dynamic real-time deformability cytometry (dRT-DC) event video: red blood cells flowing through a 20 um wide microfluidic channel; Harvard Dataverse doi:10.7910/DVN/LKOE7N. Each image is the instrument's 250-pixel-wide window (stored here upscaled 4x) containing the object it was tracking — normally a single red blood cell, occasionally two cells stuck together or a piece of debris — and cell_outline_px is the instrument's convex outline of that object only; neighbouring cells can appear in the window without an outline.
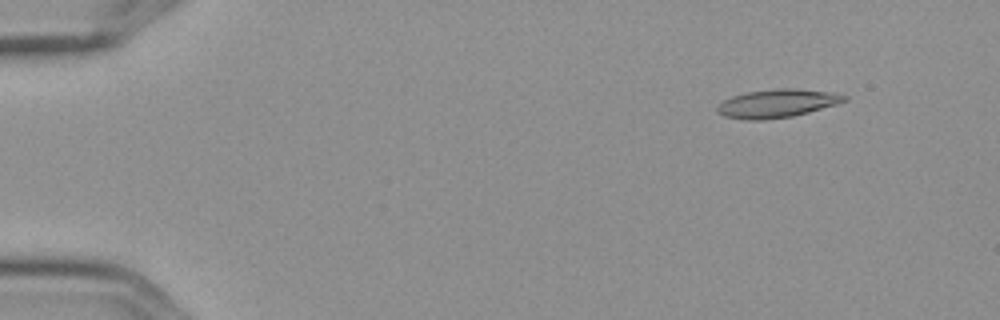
{"species": "Egyptian fruit bat (a non-hibernating species)", "species_latin": "Rousettus aegyptiacus", "temperature_condition": "cold", "stored_images_in_passage": 11, "camera_frame_rate_fps": 3000, "um_per_image_px": 0.085, "frame": {"image": 1, "passage_image": 2, "time_ms": 0.333, "image_size_px": [1000, 320], "cell_outline_px": [[848, 100], [836, 104], [808, 112], [792, 116], [764, 120], [744, 120], [724, 116], [716, 112], [716, 108], [724, 100], [732, 96], [748, 92], [776, 88], [792, 88], [832, 92], [848, 96]], "centroid_in_image_um": [66.04, 8.79], "position_along_channel_um": 19.0, "area_um2": 20.92}}
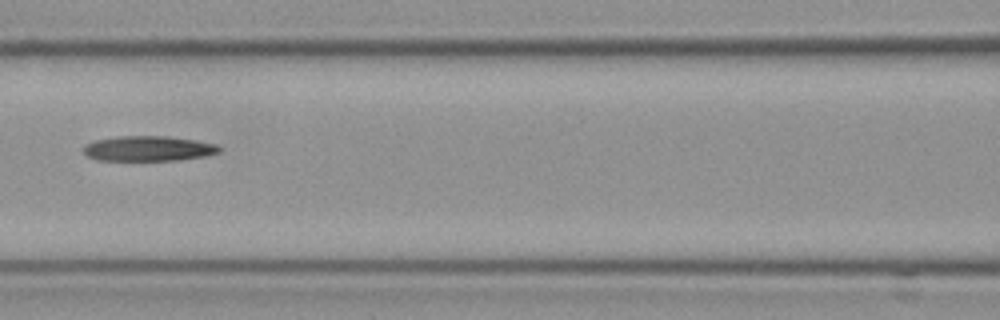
{"frame": {"image": 2, "passage_image": 7, "time_ms": 2.0, "image_size_px": [1000, 320], "cell_outline_px": [[220, 152], [204, 156], [176, 160], [96, 160], [88, 156], [84, 152], [84, 144], [96, 140], [116, 136], [168, 136], [196, 140], [216, 144], [220, 148]], "centroid_in_image_um": [12.6, 12.62], "position_along_channel_um": 154.0, "area_um2": 19.83}}
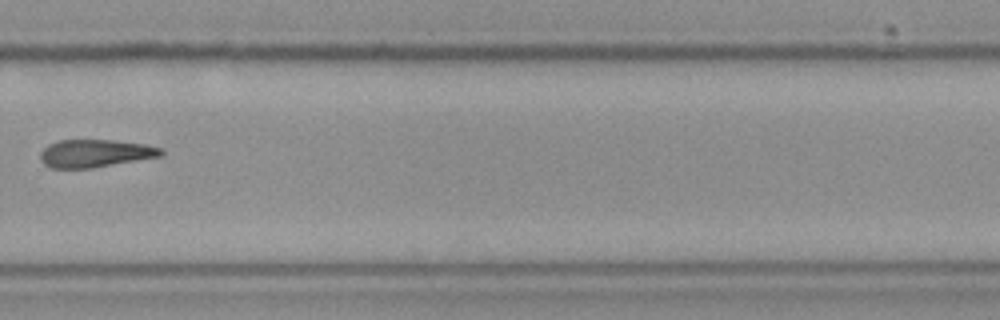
{"frame": {"image": 3, "passage_image": 11, "time_ms": 3.333, "image_size_px": [1000, 320], "cell_outline_px": [[164, 152], [160, 156], [92, 168], [52, 168], [44, 164], [40, 160], [40, 152], [48, 144], [60, 140], [112, 140], [144, 144], [160, 148]], "centroid_in_image_um": [8.04, 13.03], "position_along_channel_um": 321.8, "area_um2": 19.36}}